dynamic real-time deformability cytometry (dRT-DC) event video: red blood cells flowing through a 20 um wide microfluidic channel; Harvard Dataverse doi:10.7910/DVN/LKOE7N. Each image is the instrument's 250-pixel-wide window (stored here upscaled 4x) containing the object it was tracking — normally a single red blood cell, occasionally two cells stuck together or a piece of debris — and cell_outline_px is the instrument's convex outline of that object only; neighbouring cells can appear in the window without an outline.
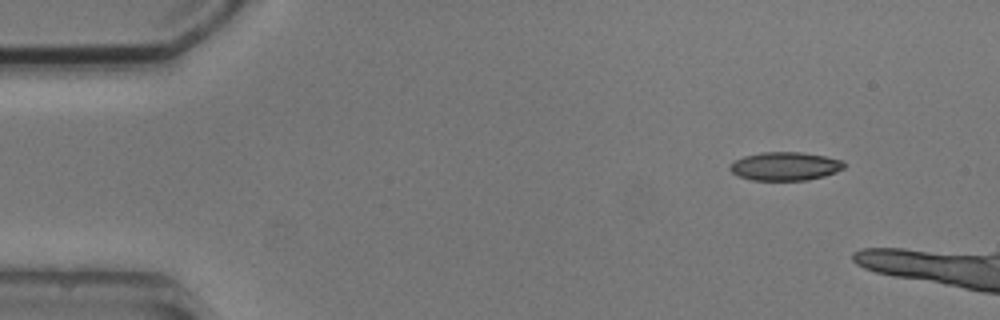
{"species": "common noctule bat (a hibernating species)", "species_latin": "Nyctalus noctula", "temperature_condition": "cold", "stored_images_in_passage": 4, "camera_frame_rate_fps": 3000, "um_per_image_px": 0.085, "animal": {"sex": "male", "body_mass_g": 20.5, "forearm_length_mm": 52.5}, "frame": {"image": 1, "passage_image": 1, "time_ms": 0.0, "image_size_px": [1000, 320], "cell_outline_px": [[844, 168], [836, 172], [824, 176], [808, 180], [752, 180], [740, 176], [732, 172], [728, 168], [736, 160], [744, 156], [764, 152], [804, 152], [844, 160]], "centroid_in_image_um": [66.77, 14.13], "position_along_channel_um": 18.2, "area_um2": 18.84}}